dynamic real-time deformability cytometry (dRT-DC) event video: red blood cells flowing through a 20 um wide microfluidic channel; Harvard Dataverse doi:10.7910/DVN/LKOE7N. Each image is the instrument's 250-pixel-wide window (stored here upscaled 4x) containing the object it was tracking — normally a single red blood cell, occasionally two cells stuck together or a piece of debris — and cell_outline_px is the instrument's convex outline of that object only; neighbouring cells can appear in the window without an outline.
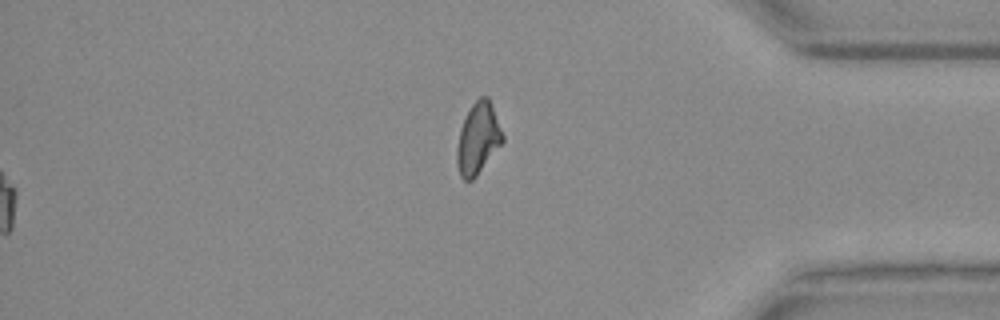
{"species": "Egyptian fruit bat (a non-hibernating species)", "species_latin": "Rousettus aegyptiacus", "temperature_condition": "warm", "stored_images_in_passage": 32, "segment_of_instrument_passage": [2, 2], "camera_frame_rate_fps": 3000, "um_per_image_px": 0.085, "animal": {"sex": "female"}, "frame": {"image": 1, "passage_image": 32, "time_ms": 10.333, "image_size_px": [1000, 320], "cell_outline_px": [[504, 140], [476, 176], [472, 180], [464, 180], [460, 176], [456, 160], [456, 148], [460, 128], [472, 104], [480, 96], [488, 96], [504, 136]], "centroid_in_image_um": [40.61, 11.77], "position_along_channel_um": 394.6, "area_um2": 18.73}}